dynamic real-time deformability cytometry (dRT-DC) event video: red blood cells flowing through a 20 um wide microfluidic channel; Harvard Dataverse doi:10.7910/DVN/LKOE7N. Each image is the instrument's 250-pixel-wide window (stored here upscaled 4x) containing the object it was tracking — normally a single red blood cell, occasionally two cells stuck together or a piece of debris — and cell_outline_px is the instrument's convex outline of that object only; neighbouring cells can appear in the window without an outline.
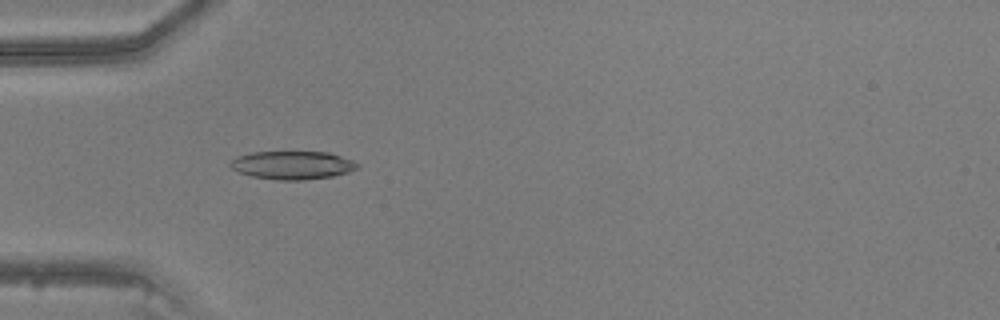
{"species": "common noctule bat (a hibernating species)", "species_latin": "Nyctalus noctula", "temperature_condition": "warm", "stored_images_in_passage": 40, "camera_frame_rate_fps": 3000, "um_per_image_px": 0.085, "animal": {"sex": "male", "body_mass_g": 20.5, "forearm_length_mm": 52.5}, "frame": {"image": 1, "passage_image": 8, "time_ms": 2.333, "image_size_px": [1000, 320], "cell_outline_px": [[360, 168], [348, 172], [332, 176], [304, 180], [280, 180], [252, 176], [240, 172], [232, 168], [228, 164], [236, 156], [252, 152], [328, 152], [352, 160], [360, 164]], "centroid_in_image_um": [24.88, 14.03], "position_along_channel_um": 60.1, "area_um2": 20.87}}
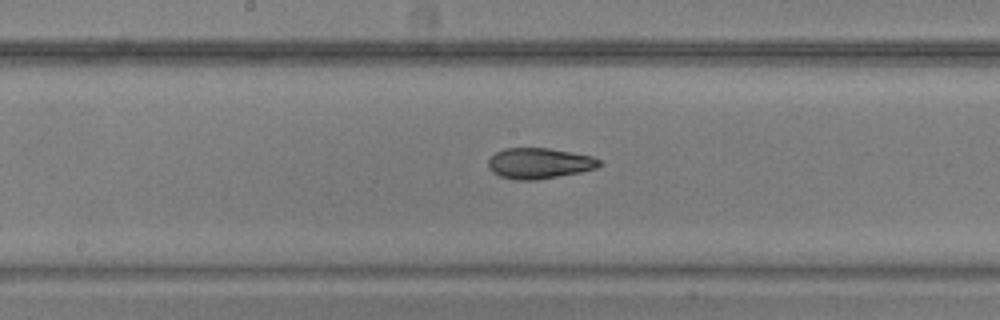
{"frame": {"image": 2, "passage_image": 18, "time_ms": 5.667, "image_size_px": [1000, 320], "cell_outline_px": [[604, 164], [596, 168], [580, 172], [536, 180], [516, 180], [500, 176], [492, 172], [488, 168], [488, 160], [496, 152], [504, 148], [548, 148], [572, 152], [592, 156], [600, 160]], "centroid_in_image_um": [45.84, 13.88], "position_along_channel_um": 202.4, "area_um2": 19.94}}
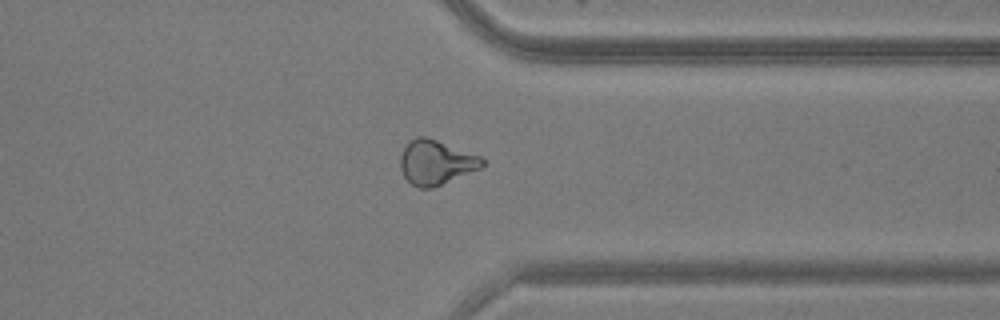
{"frame": {"image": 3, "passage_image": 30, "time_ms": 9.667, "image_size_px": [1000, 320], "cell_outline_px": [[484, 164], [480, 168], [432, 188], [420, 188], [412, 184], [404, 176], [400, 168], [400, 156], [404, 148], [416, 136], [424, 136], [436, 140], [480, 156], [484, 160]], "centroid_in_image_um": [37.03, 13.81], "position_along_channel_um": 374.4, "area_um2": 20.81}}